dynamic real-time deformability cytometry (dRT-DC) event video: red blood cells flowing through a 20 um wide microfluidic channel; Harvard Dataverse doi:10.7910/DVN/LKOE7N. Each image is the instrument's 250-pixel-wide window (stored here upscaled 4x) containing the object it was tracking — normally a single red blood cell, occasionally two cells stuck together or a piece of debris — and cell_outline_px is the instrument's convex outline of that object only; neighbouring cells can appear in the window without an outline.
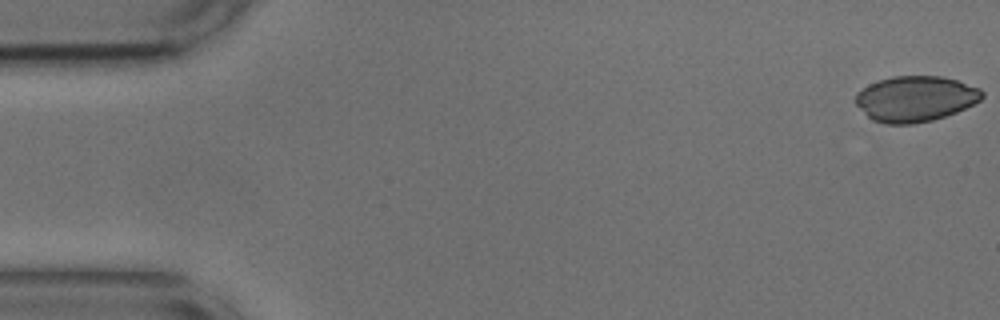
{"species": "common noctule bat (a hibernating species)", "species_latin": "Nyctalus noctula", "temperature_condition": "cold", "stored_images_in_passage": 54, "camera_frame_rate_fps": 3000, "um_per_image_px": 0.085, "animal": {"sex": "male", "body_mass_g": 17.9, "forearm_length_mm": 54.2}, "frame": {"image": 1, "passage_image": 1, "time_ms": 0.0, "image_size_px": [1000, 320], "cell_outline_px": [[984, 96], [980, 100], [956, 112], [932, 120], [912, 124], [884, 124], [872, 120], [856, 104], [856, 92], [868, 84], [892, 76], [940, 76], [956, 80], [980, 88], [984, 92]], "centroid_in_image_um": [77.79, 8.39], "position_along_channel_um": 7.2, "area_um2": 33.52}}